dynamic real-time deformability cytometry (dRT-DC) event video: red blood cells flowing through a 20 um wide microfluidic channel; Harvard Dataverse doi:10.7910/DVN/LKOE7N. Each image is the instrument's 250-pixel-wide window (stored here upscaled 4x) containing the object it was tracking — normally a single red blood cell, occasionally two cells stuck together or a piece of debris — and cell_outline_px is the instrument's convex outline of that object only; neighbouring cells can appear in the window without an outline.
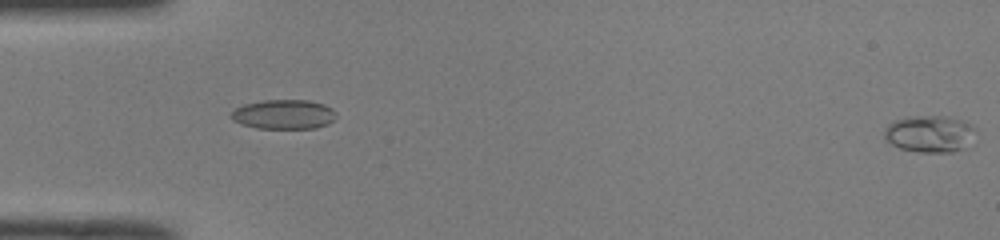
{"species": "common noctule bat (a hibernating species)", "species_latin": "Nyctalus noctula", "temperature_condition": "room temperature", "stored_images_in_passage": 9, "segment_of_instrument_passage": [2, 2], "camera_frame_rate_fps": 3000, "um_per_image_px": 0.085, "animal": {"sex": "male", "body_mass_g": 19.0, "forearm_length_mm": 50.8}, "frame": {"image": 1, "passage_image": 9, "time_ms": 2.667, "image_size_px": [1000, 240], "cell_outline_px": [[976, 128], [968, 148], [952, 152], [916, 152], [900, 148], [884, 140], [884, 128], [888, 124], [896, 120], [908, 116], [944, 116], [964, 120]], "centroid_in_image_um": [79.03, 11.38], "position_along_channel_um": 6.0, "area_um2": 19.94}}